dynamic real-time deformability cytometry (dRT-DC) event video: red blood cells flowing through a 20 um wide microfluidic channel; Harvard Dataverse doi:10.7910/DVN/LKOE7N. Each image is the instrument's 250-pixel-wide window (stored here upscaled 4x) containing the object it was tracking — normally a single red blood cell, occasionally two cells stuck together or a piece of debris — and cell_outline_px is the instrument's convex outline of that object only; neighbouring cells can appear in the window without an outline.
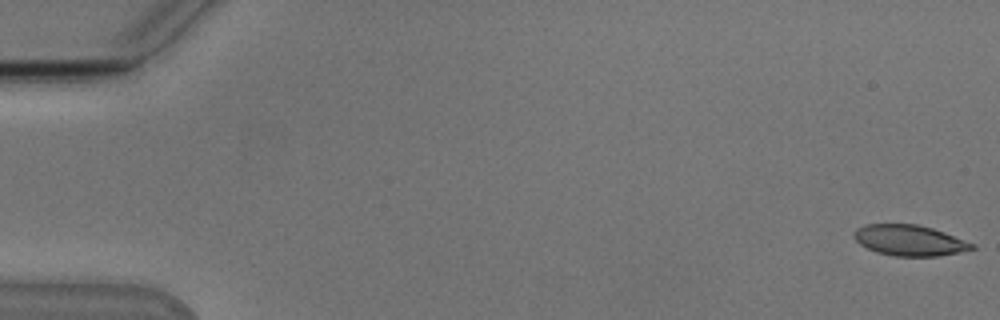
{"species": "Egyptian fruit bat (a non-hibernating species)", "species_latin": "Rousettus aegyptiacus", "temperature_condition": "cold", "stored_images_in_passage": 54, "camera_frame_rate_fps": 3000, "um_per_image_px": 0.085, "animal": {"sex": "male"}, "frame": {"image": 1, "passage_image": 1, "time_ms": 0.0, "image_size_px": [1000, 320], "cell_outline_px": [[976, 248], [960, 252], [936, 256], [896, 256], [876, 252], [860, 244], [852, 236], [852, 232], [856, 228], [864, 224], [916, 224], [932, 228], [944, 232], [976, 244]], "centroid_in_image_um": [77.29, 20.42], "position_along_channel_um": 7.7, "area_um2": 21.21}}
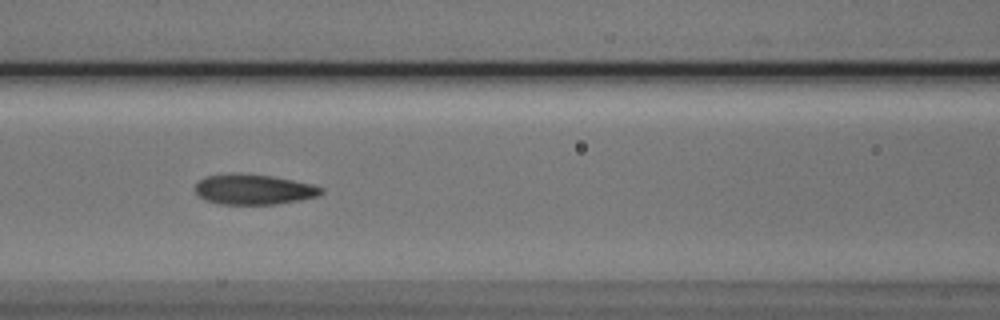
{"frame": {"image": 2, "passage_image": 24, "time_ms": 7.667, "image_size_px": [1000, 320], "cell_outline_px": [[324, 192], [320, 196], [300, 200], [276, 204], [220, 204], [204, 200], [196, 192], [196, 184], [204, 176], [272, 176], [312, 184], [324, 188]], "centroid_in_image_um": [21.65, 16.15], "position_along_channel_um": 145.0, "area_um2": 21.44}}
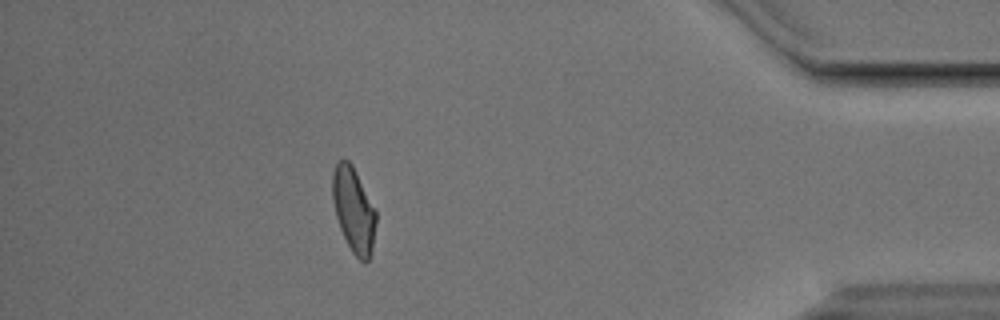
{"frame": {"image": 3, "passage_image": 48, "time_ms": 15.667, "image_size_px": [1000, 320], "cell_outline_px": [[376, 224], [372, 248], [368, 260], [364, 264], [352, 252], [340, 228], [336, 216], [332, 200], [332, 172], [336, 164], [340, 160], [348, 160], [352, 164], [376, 208]], "centroid_in_image_um": [30.06, 17.82], "position_along_channel_um": 405.1, "area_um2": 21.62}, "authors_computed_cell_mechanics": {"area_um2": 21.9929, "velocity_mm_per_s": 3.8269, "shape_relaxation_time_tau1_ms": 8.063, "shape_relaxation_time_tau2_ms": 1.4829, "deformation_change_tau1": 0.2036, "deformation_change_tau2": 0.0758}}